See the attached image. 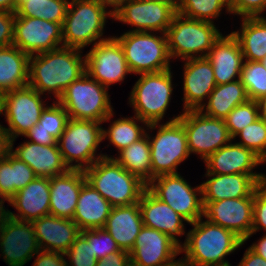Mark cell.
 <instances>
[{"mask_svg": "<svg viewBox=\"0 0 266 266\" xmlns=\"http://www.w3.org/2000/svg\"><path fill=\"white\" fill-rule=\"evenodd\" d=\"M240 31H233L237 38L244 60L261 61L266 56V18L242 17Z\"/></svg>", "mask_w": 266, "mask_h": 266, "instance_id": "33", "label": "cell"}, {"mask_svg": "<svg viewBox=\"0 0 266 266\" xmlns=\"http://www.w3.org/2000/svg\"><path fill=\"white\" fill-rule=\"evenodd\" d=\"M249 100H257L266 95V68L260 61H244L239 77Z\"/></svg>", "mask_w": 266, "mask_h": 266, "instance_id": "39", "label": "cell"}, {"mask_svg": "<svg viewBox=\"0 0 266 266\" xmlns=\"http://www.w3.org/2000/svg\"><path fill=\"white\" fill-rule=\"evenodd\" d=\"M36 177L28 164L10 153L0 162V197L9 201Z\"/></svg>", "mask_w": 266, "mask_h": 266, "instance_id": "34", "label": "cell"}, {"mask_svg": "<svg viewBox=\"0 0 266 266\" xmlns=\"http://www.w3.org/2000/svg\"><path fill=\"white\" fill-rule=\"evenodd\" d=\"M101 125L102 122L95 120L69 119L57 144L70 170H85L97 160L109 157L101 153L95 155L99 144L103 141Z\"/></svg>", "mask_w": 266, "mask_h": 266, "instance_id": "6", "label": "cell"}, {"mask_svg": "<svg viewBox=\"0 0 266 266\" xmlns=\"http://www.w3.org/2000/svg\"><path fill=\"white\" fill-rule=\"evenodd\" d=\"M260 62H261L262 65L266 68V56H265V58L262 59Z\"/></svg>", "mask_w": 266, "mask_h": 266, "instance_id": "62", "label": "cell"}, {"mask_svg": "<svg viewBox=\"0 0 266 266\" xmlns=\"http://www.w3.org/2000/svg\"><path fill=\"white\" fill-rule=\"evenodd\" d=\"M61 23L15 14L13 45L32 56L63 46Z\"/></svg>", "mask_w": 266, "mask_h": 266, "instance_id": "14", "label": "cell"}, {"mask_svg": "<svg viewBox=\"0 0 266 266\" xmlns=\"http://www.w3.org/2000/svg\"><path fill=\"white\" fill-rule=\"evenodd\" d=\"M68 257L69 263L67 266H96L97 259L91 250V243L80 234L69 250L65 252Z\"/></svg>", "mask_w": 266, "mask_h": 266, "instance_id": "44", "label": "cell"}, {"mask_svg": "<svg viewBox=\"0 0 266 266\" xmlns=\"http://www.w3.org/2000/svg\"><path fill=\"white\" fill-rule=\"evenodd\" d=\"M193 229L186 234L180 252H185L184 260L192 266H228L225 257L244 242L233 231L200 218L191 223Z\"/></svg>", "mask_w": 266, "mask_h": 266, "instance_id": "2", "label": "cell"}, {"mask_svg": "<svg viewBox=\"0 0 266 266\" xmlns=\"http://www.w3.org/2000/svg\"><path fill=\"white\" fill-rule=\"evenodd\" d=\"M107 10L96 0H71L62 25L63 46L82 50L111 38H101L107 17L113 19V13Z\"/></svg>", "mask_w": 266, "mask_h": 266, "instance_id": "4", "label": "cell"}, {"mask_svg": "<svg viewBox=\"0 0 266 266\" xmlns=\"http://www.w3.org/2000/svg\"><path fill=\"white\" fill-rule=\"evenodd\" d=\"M202 202L205 220L233 231L243 241L251 234L254 197Z\"/></svg>", "mask_w": 266, "mask_h": 266, "instance_id": "18", "label": "cell"}, {"mask_svg": "<svg viewBox=\"0 0 266 266\" xmlns=\"http://www.w3.org/2000/svg\"><path fill=\"white\" fill-rule=\"evenodd\" d=\"M85 56L86 72L107 88L131 74L123 49L114 36L97 42Z\"/></svg>", "mask_w": 266, "mask_h": 266, "instance_id": "15", "label": "cell"}, {"mask_svg": "<svg viewBox=\"0 0 266 266\" xmlns=\"http://www.w3.org/2000/svg\"><path fill=\"white\" fill-rule=\"evenodd\" d=\"M241 139L238 144L251 149L264 162H266V122L257 119L255 122L247 125L236 137Z\"/></svg>", "mask_w": 266, "mask_h": 266, "instance_id": "41", "label": "cell"}, {"mask_svg": "<svg viewBox=\"0 0 266 266\" xmlns=\"http://www.w3.org/2000/svg\"><path fill=\"white\" fill-rule=\"evenodd\" d=\"M181 114L164 124L150 123L148 132L159 128L154 137L148 134L151 150V175L177 174L178 165L190 156ZM159 125V126H158Z\"/></svg>", "mask_w": 266, "mask_h": 266, "instance_id": "9", "label": "cell"}, {"mask_svg": "<svg viewBox=\"0 0 266 266\" xmlns=\"http://www.w3.org/2000/svg\"><path fill=\"white\" fill-rule=\"evenodd\" d=\"M141 122L145 128L148 127V123L139 119L137 116L124 117L115 120L108 129H102L103 140L108 139L109 144H113L118 152L128 147L134 142L139 141L146 135V130L142 125L137 123Z\"/></svg>", "mask_w": 266, "mask_h": 266, "instance_id": "36", "label": "cell"}, {"mask_svg": "<svg viewBox=\"0 0 266 266\" xmlns=\"http://www.w3.org/2000/svg\"><path fill=\"white\" fill-rule=\"evenodd\" d=\"M149 1L162 2L167 5H170L176 12L182 3V0H149Z\"/></svg>", "mask_w": 266, "mask_h": 266, "instance_id": "58", "label": "cell"}, {"mask_svg": "<svg viewBox=\"0 0 266 266\" xmlns=\"http://www.w3.org/2000/svg\"><path fill=\"white\" fill-rule=\"evenodd\" d=\"M114 38L123 49L131 73L140 75L170 69L171 56L165 33L158 36L154 32L127 31Z\"/></svg>", "mask_w": 266, "mask_h": 266, "instance_id": "8", "label": "cell"}, {"mask_svg": "<svg viewBox=\"0 0 266 266\" xmlns=\"http://www.w3.org/2000/svg\"><path fill=\"white\" fill-rule=\"evenodd\" d=\"M32 224L38 246L42 250L65 253L81 234V230L73 220L52 215L38 218Z\"/></svg>", "mask_w": 266, "mask_h": 266, "instance_id": "28", "label": "cell"}, {"mask_svg": "<svg viewBox=\"0 0 266 266\" xmlns=\"http://www.w3.org/2000/svg\"><path fill=\"white\" fill-rule=\"evenodd\" d=\"M81 49L59 47L30 56L28 85L40 94H53L57 101L65 89L86 72Z\"/></svg>", "mask_w": 266, "mask_h": 266, "instance_id": "1", "label": "cell"}, {"mask_svg": "<svg viewBox=\"0 0 266 266\" xmlns=\"http://www.w3.org/2000/svg\"><path fill=\"white\" fill-rule=\"evenodd\" d=\"M118 153V157L110 155L108 158H113L125 170L133 173L146 184L154 178L151 175V150L148 133Z\"/></svg>", "mask_w": 266, "mask_h": 266, "instance_id": "35", "label": "cell"}, {"mask_svg": "<svg viewBox=\"0 0 266 266\" xmlns=\"http://www.w3.org/2000/svg\"><path fill=\"white\" fill-rule=\"evenodd\" d=\"M86 181L84 170L75 169L50 178V215L72 220Z\"/></svg>", "mask_w": 266, "mask_h": 266, "instance_id": "27", "label": "cell"}, {"mask_svg": "<svg viewBox=\"0 0 266 266\" xmlns=\"http://www.w3.org/2000/svg\"><path fill=\"white\" fill-rule=\"evenodd\" d=\"M29 59L14 45L0 48V91L6 93L28 85Z\"/></svg>", "mask_w": 266, "mask_h": 266, "instance_id": "31", "label": "cell"}, {"mask_svg": "<svg viewBox=\"0 0 266 266\" xmlns=\"http://www.w3.org/2000/svg\"><path fill=\"white\" fill-rule=\"evenodd\" d=\"M98 3H100L102 6L111 7V12H116L127 0H96Z\"/></svg>", "mask_w": 266, "mask_h": 266, "instance_id": "54", "label": "cell"}, {"mask_svg": "<svg viewBox=\"0 0 266 266\" xmlns=\"http://www.w3.org/2000/svg\"><path fill=\"white\" fill-rule=\"evenodd\" d=\"M224 8L231 14L229 0H182L177 13L186 18L214 23L213 19L218 18Z\"/></svg>", "mask_w": 266, "mask_h": 266, "instance_id": "38", "label": "cell"}, {"mask_svg": "<svg viewBox=\"0 0 266 266\" xmlns=\"http://www.w3.org/2000/svg\"><path fill=\"white\" fill-rule=\"evenodd\" d=\"M7 201L0 197V227L3 225L7 217L9 216V210L5 209L4 202ZM7 210V211H6Z\"/></svg>", "mask_w": 266, "mask_h": 266, "instance_id": "57", "label": "cell"}, {"mask_svg": "<svg viewBox=\"0 0 266 266\" xmlns=\"http://www.w3.org/2000/svg\"><path fill=\"white\" fill-rule=\"evenodd\" d=\"M96 266H131L130 254L128 251L121 249L98 260Z\"/></svg>", "mask_w": 266, "mask_h": 266, "instance_id": "49", "label": "cell"}, {"mask_svg": "<svg viewBox=\"0 0 266 266\" xmlns=\"http://www.w3.org/2000/svg\"><path fill=\"white\" fill-rule=\"evenodd\" d=\"M86 180L113 207L129 206L140 201L147 184L125 170L113 158H101L84 170Z\"/></svg>", "mask_w": 266, "mask_h": 266, "instance_id": "3", "label": "cell"}, {"mask_svg": "<svg viewBox=\"0 0 266 266\" xmlns=\"http://www.w3.org/2000/svg\"><path fill=\"white\" fill-rule=\"evenodd\" d=\"M249 248L266 260V235L254 242Z\"/></svg>", "mask_w": 266, "mask_h": 266, "instance_id": "53", "label": "cell"}, {"mask_svg": "<svg viewBox=\"0 0 266 266\" xmlns=\"http://www.w3.org/2000/svg\"><path fill=\"white\" fill-rule=\"evenodd\" d=\"M230 12L241 17H259L266 9V0H229Z\"/></svg>", "mask_w": 266, "mask_h": 266, "instance_id": "45", "label": "cell"}, {"mask_svg": "<svg viewBox=\"0 0 266 266\" xmlns=\"http://www.w3.org/2000/svg\"><path fill=\"white\" fill-rule=\"evenodd\" d=\"M168 266H192L189 262L185 261L183 257L179 260L177 259L173 263L169 264Z\"/></svg>", "mask_w": 266, "mask_h": 266, "instance_id": "60", "label": "cell"}, {"mask_svg": "<svg viewBox=\"0 0 266 266\" xmlns=\"http://www.w3.org/2000/svg\"><path fill=\"white\" fill-rule=\"evenodd\" d=\"M15 13L0 11V48L13 45Z\"/></svg>", "mask_w": 266, "mask_h": 266, "instance_id": "47", "label": "cell"}, {"mask_svg": "<svg viewBox=\"0 0 266 266\" xmlns=\"http://www.w3.org/2000/svg\"><path fill=\"white\" fill-rule=\"evenodd\" d=\"M18 0H0V11L16 12Z\"/></svg>", "mask_w": 266, "mask_h": 266, "instance_id": "55", "label": "cell"}, {"mask_svg": "<svg viewBox=\"0 0 266 266\" xmlns=\"http://www.w3.org/2000/svg\"><path fill=\"white\" fill-rule=\"evenodd\" d=\"M11 153V138L2 125H0V162Z\"/></svg>", "mask_w": 266, "mask_h": 266, "instance_id": "52", "label": "cell"}, {"mask_svg": "<svg viewBox=\"0 0 266 266\" xmlns=\"http://www.w3.org/2000/svg\"><path fill=\"white\" fill-rule=\"evenodd\" d=\"M177 12L162 2L127 0L113 13L114 21L134 26L133 32H167Z\"/></svg>", "mask_w": 266, "mask_h": 266, "instance_id": "16", "label": "cell"}, {"mask_svg": "<svg viewBox=\"0 0 266 266\" xmlns=\"http://www.w3.org/2000/svg\"><path fill=\"white\" fill-rule=\"evenodd\" d=\"M257 189L266 197V177L259 182Z\"/></svg>", "mask_w": 266, "mask_h": 266, "instance_id": "61", "label": "cell"}, {"mask_svg": "<svg viewBox=\"0 0 266 266\" xmlns=\"http://www.w3.org/2000/svg\"><path fill=\"white\" fill-rule=\"evenodd\" d=\"M207 181L201 184L202 201H221L254 197L258 184L266 175L263 174H205Z\"/></svg>", "mask_w": 266, "mask_h": 266, "instance_id": "21", "label": "cell"}, {"mask_svg": "<svg viewBox=\"0 0 266 266\" xmlns=\"http://www.w3.org/2000/svg\"><path fill=\"white\" fill-rule=\"evenodd\" d=\"M142 214L143 225L156 229L177 242V238L185 235L184 223L187 222L182 216L176 213L168 204L159 200L148 189H146L138 202Z\"/></svg>", "mask_w": 266, "mask_h": 266, "instance_id": "24", "label": "cell"}, {"mask_svg": "<svg viewBox=\"0 0 266 266\" xmlns=\"http://www.w3.org/2000/svg\"><path fill=\"white\" fill-rule=\"evenodd\" d=\"M221 32L214 23L186 18L176 13L166 36L172 59L206 57Z\"/></svg>", "mask_w": 266, "mask_h": 266, "instance_id": "7", "label": "cell"}, {"mask_svg": "<svg viewBox=\"0 0 266 266\" xmlns=\"http://www.w3.org/2000/svg\"><path fill=\"white\" fill-rule=\"evenodd\" d=\"M184 126L189 153L207 159L233 140L224 119L213 118L199 110L183 111L178 119Z\"/></svg>", "mask_w": 266, "mask_h": 266, "instance_id": "12", "label": "cell"}, {"mask_svg": "<svg viewBox=\"0 0 266 266\" xmlns=\"http://www.w3.org/2000/svg\"><path fill=\"white\" fill-rule=\"evenodd\" d=\"M5 97H6V93L3 91H0V114L2 115H4L5 113Z\"/></svg>", "mask_w": 266, "mask_h": 266, "instance_id": "59", "label": "cell"}, {"mask_svg": "<svg viewBox=\"0 0 266 266\" xmlns=\"http://www.w3.org/2000/svg\"><path fill=\"white\" fill-rule=\"evenodd\" d=\"M81 234L91 243V250L97 260L121 250L112 236L104 228L84 229Z\"/></svg>", "mask_w": 266, "mask_h": 266, "instance_id": "43", "label": "cell"}, {"mask_svg": "<svg viewBox=\"0 0 266 266\" xmlns=\"http://www.w3.org/2000/svg\"><path fill=\"white\" fill-rule=\"evenodd\" d=\"M13 148L11 146V153L20 161L28 164L37 177L52 178L70 170L63 160L57 143L40 145L26 141L15 150Z\"/></svg>", "mask_w": 266, "mask_h": 266, "instance_id": "25", "label": "cell"}, {"mask_svg": "<svg viewBox=\"0 0 266 266\" xmlns=\"http://www.w3.org/2000/svg\"><path fill=\"white\" fill-rule=\"evenodd\" d=\"M69 3L70 0H21L15 14L63 24Z\"/></svg>", "mask_w": 266, "mask_h": 266, "instance_id": "37", "label": "cell"}, {"mask_svg": "<svg viewBox=\"0 0 266 266\" xmlns=\"http://www.w3.org/2000/svg\"><path fill=\"white\" fill-rule=\"evenodd\" d=\"M172 78L171 68L140 74L129 96L135 116L148 124L161 122L171 102Z\"/></svg>", "mask_w": 266, "mask_h": 266, "instance_id": "10", "label": "cell"}, {"mask_svg": "<svg viewBox=\"0 0 266 266\" xmlns=\"http://www.w3.org/2000/svg\"><path fill=\"white\" fill-rule=\"evenodd\" d=\"M237 266H266V260L248 247Z\"/></svg>", "mask_w": 266, "mask_h": 266, "instance_id": "51", "label": "cell"}, {"mask_svg": "<svg viewBox=\"0 0 266 266\" xmlns=\"http://www.w3.org/2000/svg\"><path fill=\"white\" fill-rule=\"evenodd\" d=\"M69 119L70 117L65 108L58 101H55L52 105L46 106L38 123L31 129H44L58 140L64 132Z\"/></svg>", "mask_w": 266, "mask_h": 266, "instance_id": "40", "label": "cell"}, {"mask_svg": "<svg viewBox=\"0 0 266 266\" xmlns=\"http://www.w3.org/2000/svg\"><path fill=\"white\" fill-rule=\"evenodd\" d=\"M183 111L199 110L216 86L214 70L206 57L184 60Z\"/></svg>", "mask_w": 266, "mask_h": 266, "instance_id": "20", "label": "cell"}, {"mask_svg": "<svg viewBox=\"0 0 266 266\" xmlns=\"http://www.w3.org/2000/svg\"><path fill=\"white\" fill-rule=\"evenodd\" d=\"M180 245L168 235L143 225L130 254L131 266H168L180 255Z\"/></svg>", "mask_w": 266, "mask_h": 266, "instance_id": "19", "label": "cell"}, {"mask_svg": "<svg viewBox=\"0 0 266 266\" xmlns=\"http://www.w3.org/2000/svg\"><path fill=\"white\" fill-rule=\"evenodd\" d=\"M0 252L8 266H24L40 250L32 222L10 216L0 227Z\"/></svg>", "mask_w": 266, "mask_h": 266, "instance_id": "17", "label": "cell"}, {"mask_svg": "<svg viewBox=\"0 0 266 266\" xmlns=\"http://www.w3.org/2000/svg\"><path fill=\"white\" fill-rule=\"evenodd\" d=\"M207 99V104L204 103L199 111L218 119H225L237 105L249 100L245 87L239 79L216 85Z\"/></svg>", "mask_w": 266, "mask_h": 266, "instance_id": "32", "label": "cell"}, {"mask_svg": "<svg viewBox=\"0 0 266 266\" xmlns=\"http://www.w3.org/2000/svg\"><path fill=\"white\" fill-rule=\"evenodd\" d=\"M24 136L29 138L30 142L40 145H55L57 143V140L44 129H30Z\"/></svg>", "mask_w": 266, "mask_h": 266, "instance_id": "50", "label": "cell"}, {"mask_svg": "<svg viewBox=\"0 0 266 266\" xmlns=\"http://www.w3.org/2000/svg\"><path fill=\"white\" fill-rule=\"evenodd\" d=\"M142 227L140 206L139 203H135L129 206L112 207L104 229L120 249L130 252Z\"/></svg>", "mask_w": 266, "mask_h": 266, "instance_id": "29", "label": "cell"}, {"mask_svg": "<svg viewBox=\"0 0 266 266\" xmlns=\"http://www.w3.org/2000/svg\"><path fill=\"white\" fill-rule=\"evenodd\" d=\"M75 120H95L108 122L112 119L108 88L94 80L85 72L78 80L72 82L57 100Z\"/></svg>", "mask_w": 266, "mask_h": 266, "instance_id": "5", "label": "cell"}, {"mask_svg": "<svg viewBox=\"0 0 266 266\" xmlns=\"http://www.w3.org/2000/svg\"><path fill=\"white\" fill-rule=\"evenodd\" d=\"M259 119L256 101L248 100L246 103L237 105L224 119L231 138L236 139V135L247 125Z\"/></svg>", "mask_w": 266, "mask_h": 266, "instance_id": "42", "label": "cell"}, {"mask_svg": "<svg viewBox=\"0 0 266 266\" xmlns=\"http://www.w3.org/2000/svg\"><path fill=\"white\" fill-rule=\"evenodd\" d=\"M258 107L259 118L266 122V95L255 100Z\"/></svg>", "mask_w": 266, "mask_h": 266, "instance_id": "56", "label": "cell"}, {"mask_svg": "<svg viewBox=\"0 0 266 266\" xmlns=\"http://www.w3.org/2000/svg\"><path fill=\"white\" fill-rule=\"evenodd\" d=\"M8 203L18 212L16 214L9 211V216L17 220L33 222L50 215V178L36 177L18 191Z\"/></svg>", "mask_w": 266, "mask_h": 266, "instance_id": "22", "label": "cell"}, {"mask_svg": "<svg viewBox=\"0 0 266 266\" xmlns=\"http://www.w3.org/2000/svg\"><path fill=\"white\" fill-rule=\"evenodd\" d=\"M262 229L266 231V197L257 189L254 193L252 231L243 242L246 243L254 233Z\"/></svg>", "mask_w": 266, "mask_h": 266, "instance_id": "46", "label": "cell"}, {"mask_svg": "<svg viewBox=\"0 0 266 266\" xmlns=\"http://www.w3.org/2000/svg\"><path fill=\"white\" fill-rule=\"evenodd\" d=\"M44 102L42 94L29 85L6 92L4 116L8 127L4 129L11 138V146L38 123L47 106Z\"/></svg>", "mask_w": 266, "mask_h": 266, "instance_id": "13", "label": "cell"}, {"mask_svg": "<svg viewBox=\"0 0 266 266\" xmlns=\"http://www.w3.org/2000/svg\"><path fill=\"white\" fill-rule=\"evenodd\" d=\"M147 189L159 200L168 204L188 224L202 218L201 184L192 188L179 173L163 174L154 177L147 184Z\"/></svg>", "mask_w": 266, "mask_h": 266, "instance_id": "11", "label": "cell"}, {"mask_svg": "<svg viewBox=\"0 0 266 266\" xmlns=\"http://www.w3.org/2000/svg\"><path fill=\"white\" fill-rule=\"evenodd\" d=\"M112 205L87 181L83 184L73 221L84 229L104 228Z\"/></svg>", "mask_w": 266, "mask_h": 266, "instance_id": "30", "label": "cell"}, {"mask_svg": "<svg viewBox=\"0 0 266 266\" xmlns=\"http://www.w3.org/2000/svg\"><path fill=\"white\" fill-rule=\"evenodd\" d=\"M206 58L212 64L216 85L239 79L244 56L240 44L232 32L226 36L221 34Z\"/></svg>", "mask_w": 266, "mask_h": 266, "instance_id": "26", "label": "cell"}, {"mask_svg": "<svg viewBox=\"0 0 266 266\" xmlns=\"http://www.w3.org/2000/svg\"><path fill=\"white\" fill-rule=\"evenodd\" d=\"M232 141L204 160L206 174H262L253 169L265 162L251 149Z\"/></svg>", "mask_w": 266, "mask_h": 266, "instance_id": "23", "label": "cell"}, {"mask_svg": "<svg viewBox=\"0 0 266 266\" xmlns=\"http://www.w3.org/2000/svg\"><path fill=\"white\" fill-rule=\"evenodd\" d=\"M32 266H67L65 253L40 249Z\"/></svg>", "mask_w": 266, "mask_h": 266, "instance_id": "48", "label": "cell"}]
</instances>
